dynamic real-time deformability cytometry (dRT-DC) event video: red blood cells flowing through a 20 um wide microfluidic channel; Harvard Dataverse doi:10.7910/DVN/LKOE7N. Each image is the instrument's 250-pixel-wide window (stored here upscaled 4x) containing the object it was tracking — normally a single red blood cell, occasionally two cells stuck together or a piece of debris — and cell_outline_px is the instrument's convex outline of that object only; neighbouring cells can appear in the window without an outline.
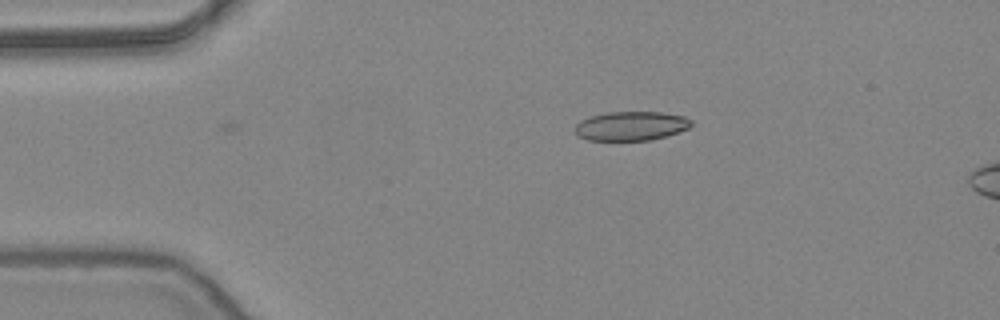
{"species": "common noctule bat (a hibernating species)", "species_latin": "Nyctalus noctula", "temperature_condition": "warm", "stored_images_in_passage": 9, "camera_frame_rate_fps": 3000, "um_per_image_px": 0.085, "animal": {"sex": "female", "body_mass_g": 24.6, "forearm_length_mm": 56.2}, "frame": {"image": 1, "passage_image": 9, "time_ms": 2.667, "image_size_px": [1000, 320], "cell_outline_px": [[692, 124], [688, 128], [652, 140], [588, 140], [576, 136], [576, 124], [580, 120], [592, 116], [608, 112], [660, 112], [684, 116], [692, 120]], "centroid_in_image_um": [53.62, 10.7], "position_along_channel_um": 31.4, "area_um2": 19.59}}